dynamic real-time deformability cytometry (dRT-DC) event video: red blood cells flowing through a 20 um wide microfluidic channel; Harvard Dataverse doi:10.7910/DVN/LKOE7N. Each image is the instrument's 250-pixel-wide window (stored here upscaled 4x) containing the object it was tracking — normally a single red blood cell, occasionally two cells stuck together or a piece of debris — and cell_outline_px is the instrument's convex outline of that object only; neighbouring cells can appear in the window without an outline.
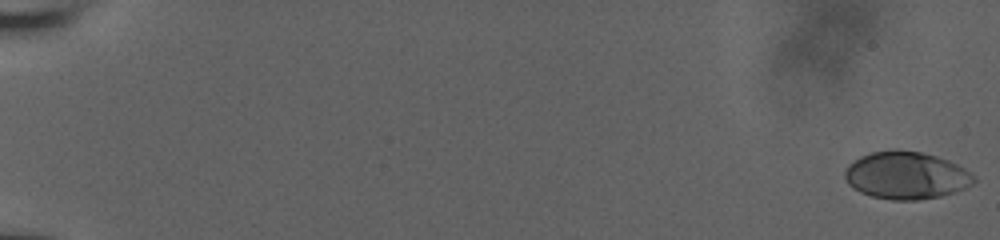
{"species": "human", "species_latin": "Homo sapiens", "temperature_condition": "room temperature", "stored_images_in_passage": 51, "camera_frame_rate_fps": 3000, "um_per_image_px": 0.085, "donor": {"sex": "male"}, "frame": {"image": 1, "passage_image": 1, "time_ms": 0.0, "image_size_px": [1000, 240], "cell_outline_px": [[976, 180], [972, 184], [964, 188], [940, 196], [916, 200], [892, 200], [872, 196], [860, 192], [852, 188], [848, 184], [844, 176], [844, 172], [848, 164], [860, 156], [872, 152], [892, 148], [896, 148], [920, 152], [936, 156], [948, 160], [964, 168]], "centroid_in_image_um": [76.97, 14.89], "position_along_channel_um": 8.0, "area_um2": 35.72}}
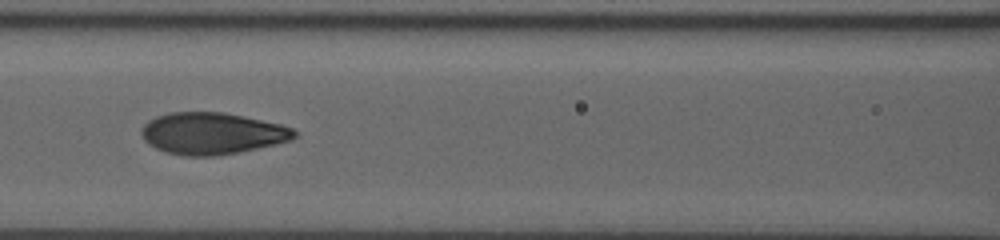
{"frame": {"image": 2, "passage_image": 28, "time_ms": 9.0, "image_size_px": [1000, 240], "cell_outline_px": [[296, 136], [292, 140], [276, 144], [240, 152], [216, 156], [184, 156], [164, 152], [148, 144], [144, 140], [140, 132], [140, 128], [148, 120], [156, 116], [168, 112], [224, 112], [244, 116], [280, 124], [292, 128], [296, 132]], "centroid_in_image_um": [17.99, 11.34], "position_along_channel_um": 148.6, "area_um2": 37.51}}
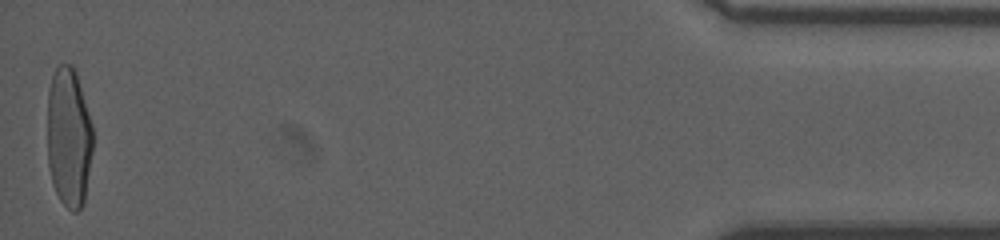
{"frame": {"image": 3, "passage_image": 51, "time_ms": 16.667, "image_size_px": [1000, 240], "cell_outline_px": [[92, 152], [84, 204], [76, 212], [72, 212], [60, 200], [52, 184], [48, 164], [48, 92], [52, 76], [56, 68], [60, 64], [72, 64], [76, 72], [92, 124]], "centroid_in_image_um": [5.85, 11.69], "position_along_channel_um": 429.4, "area_um2": 37.17}, "authors_computed_cell_mechanics": {"area_um2": 36.4718, "velocity_mm_per_s": 3.9145, "shape_relaxation_time_tau1_ms": 10.1819, "shape_relaxation_time_tau2_ms": 0.7621, "deformation_change_tau1": 0.3844, "deformation_change_tau2": 0.0616}}